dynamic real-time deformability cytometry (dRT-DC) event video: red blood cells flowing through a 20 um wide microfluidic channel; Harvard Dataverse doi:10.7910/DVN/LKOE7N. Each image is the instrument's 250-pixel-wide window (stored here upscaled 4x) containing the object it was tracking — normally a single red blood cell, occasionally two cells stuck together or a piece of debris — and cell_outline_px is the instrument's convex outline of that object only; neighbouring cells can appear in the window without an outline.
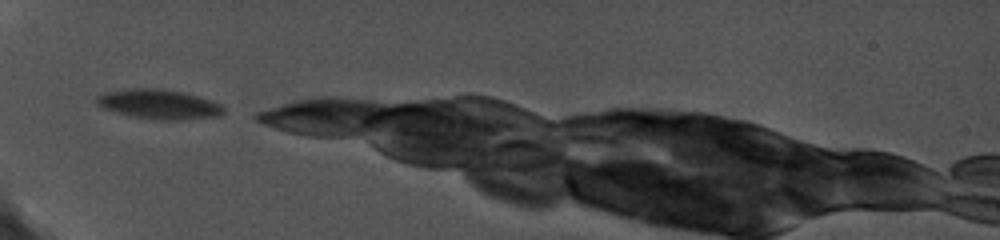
{"species": "common noctule bat (a hibernating species)", "species_latin": "Nyctalus noctula", "temperature_condition": "cold", "stored_images_in_passage": 3, "camera_frame_rate_fps": 5000, "um_per_image_px": 0.085, "animal": {"sex": "female", "body_mass_g": 19.0, "forearm_length_mm": 56.7}, "frame": {"image": 1, "passage_image": 1, "time_ms": 0.0, "image_size_px": [1000, 240], "cell_outline_px": [[224, 112], [220, 116], [188, 120], [156, 120], [128, 116], [100, 108], [96, 104], [96, 100], [100, 96], [108, 92], [132, 88], [144, 88], [180, 92], [196, 96], [220, 104], [224, 108]], "centroid_in_image_um": [13.49, 8.9], "position_along_channel_um": 71.5, "area_um2": 21.73}}
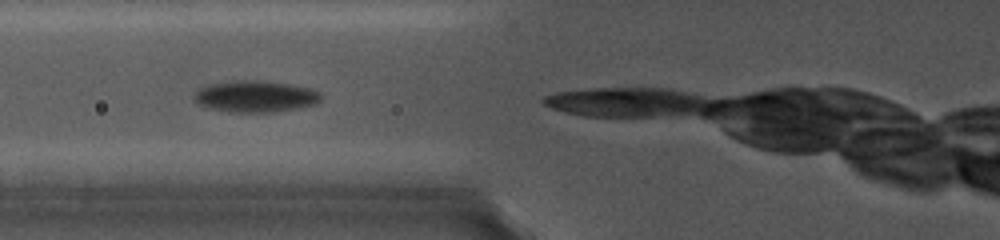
{"frame": {"image": 2, "passage_image": 2, "time_ms": 1.0, "image_size_px": [1000, 240], "cell_outline_px": [[320, 100], [316, 104], [300, 108], [272, 112], [232, 112], [208, 108], [200, 104], [192, 96], [200, 88], [212, 84], [284, 84], [304, 88], [316, 92], [320, 96]], "centroid_in_image_um": [21.7, 8.29], "position_along_channel_um": 104.1, "area_um2": 21.39}}